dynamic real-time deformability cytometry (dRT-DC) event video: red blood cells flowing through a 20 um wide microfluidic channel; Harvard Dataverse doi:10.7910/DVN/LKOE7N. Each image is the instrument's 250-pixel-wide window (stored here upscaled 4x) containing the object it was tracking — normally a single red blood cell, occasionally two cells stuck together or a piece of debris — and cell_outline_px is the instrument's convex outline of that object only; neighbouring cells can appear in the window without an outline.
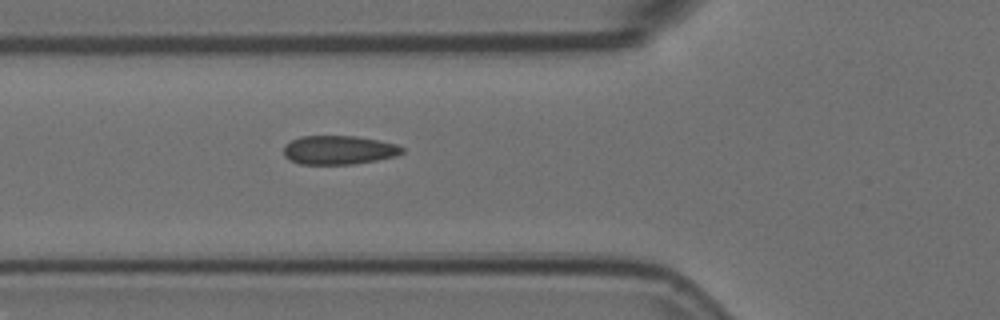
{"species": "Egyptian fruit bat (a non-hibernating species)", "species_latin": "Rousettus aegyptiacus", "temperature_condition": "room temperature", "stored_images_in_passage": 2, "camera_frame_rate_fps": 3000, "um_per_image_px": 0.085, "animal": {"sex": "female"}, "frame": {"image": 1, "passage_image": 2, "time_ms": 0.333, "image_size_px": [1000, 320], "cell_outline_px": [[404, 152], [396, 156], [376, 160], [352, 164], [300, 164], [284, 156], [284, 144], [300, 136], [356, 136], [396, 144], [404, 148]], "centroid_in_image_um": [28.79, 12.75], "position_along_channel_um": 97.0, "area_um2": 19.83}}